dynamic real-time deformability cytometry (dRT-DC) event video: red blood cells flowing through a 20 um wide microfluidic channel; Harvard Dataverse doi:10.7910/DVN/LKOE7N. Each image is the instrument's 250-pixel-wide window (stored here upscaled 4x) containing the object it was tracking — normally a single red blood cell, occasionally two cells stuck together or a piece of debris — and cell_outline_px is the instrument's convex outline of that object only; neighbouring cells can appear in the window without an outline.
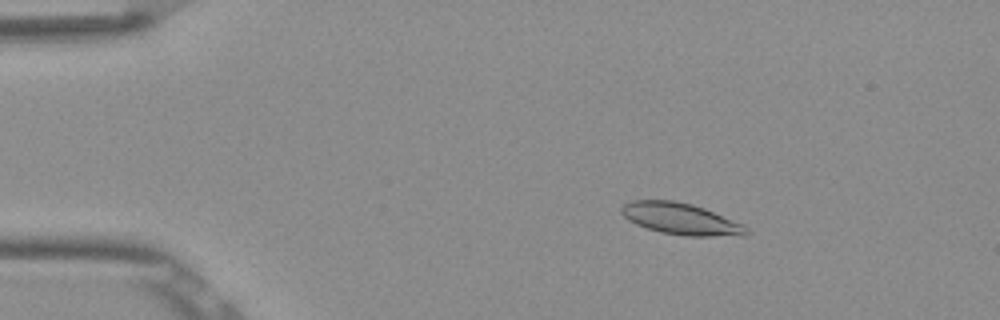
{"species": "Egyptian fruit bat (a non-hibernating species)", "species_latin": "Rousettus aegyptiacus", "temperature_condition": "room temperature", "stored_images_in_passage": 52, "camera_frame_rate_fps": 3000, "um_per_image_px": 0.085, "frame": {"image": 1, "passage_image": 8, "time_ms": 2.333, "image_size_px": [1000, 320], "cell_outline_px": [[752, 232], [748, 236], [684, 236], [660, 232], [636, 224], [628, 220], [620, 212], [620, 208], [624, 204], [632, 200], [672, 200], [692, 204], [704, 208], [744, 224]], "centroid_in_image_um": [57.92, 18.61], "position_along_channel_um": 27.1, "area_um2": 23.24}}
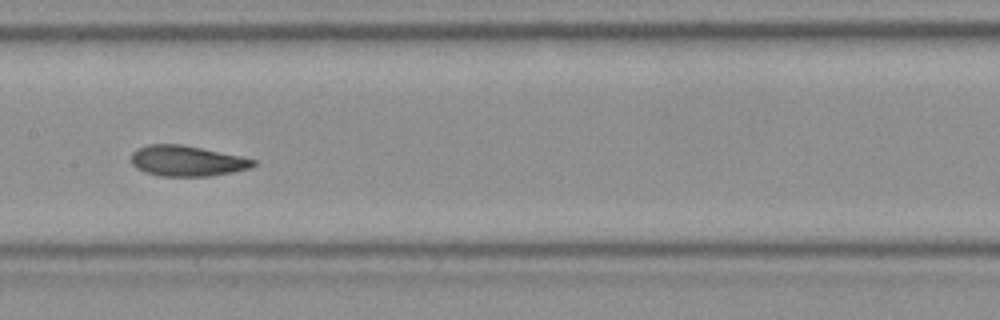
{"frame": {"image": 2, "passage_image": 26, "time_ms": 8.333, "image_size_px": [1000, 320], "cell_outline_px": [[256, 164], [252, 168], [232, 172], [208, 176], [156, 176], [144, 172], [136, 168], [132, 164], [132, 152], [136, 148], [148, 144], [180, 144], [240, 156], [256, 160]], "centroid_in_image_um": [15.86, 13.68], "position_along_channel_um": 191.5, "area_um2": 21.79}}
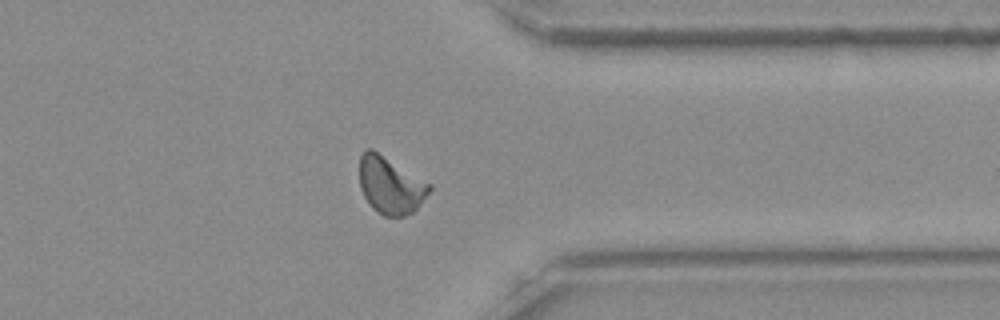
{"frame": {"image": 3, "passage_image": 41, "time_ms": 13.333, "image_size_px": [1000, 320], "cell_outline_px": [[432, 188], [416, 208], [412, 212], [404, 216], [384, 216], [376, 212], [368, 204], [360, 188], [360, 156], [364, 148], [372, 148], [432, 184]], "centroid_in_image_um": [33.17, 15.73], "position_along_channel_um": 378.2, "area_um2": 23.35}, "authors_computed_cell_mechanics": {"area_um2": 22.253, "velocity_mm_per_s": 3.85, "shape_relaxation_time_tau1_ms": 5.4215, "shape_relaxation_time_tau2_ms": 1.7849, "deformation_change_tau1": 0.151, "deformation_change_tau2": 0.0847}}